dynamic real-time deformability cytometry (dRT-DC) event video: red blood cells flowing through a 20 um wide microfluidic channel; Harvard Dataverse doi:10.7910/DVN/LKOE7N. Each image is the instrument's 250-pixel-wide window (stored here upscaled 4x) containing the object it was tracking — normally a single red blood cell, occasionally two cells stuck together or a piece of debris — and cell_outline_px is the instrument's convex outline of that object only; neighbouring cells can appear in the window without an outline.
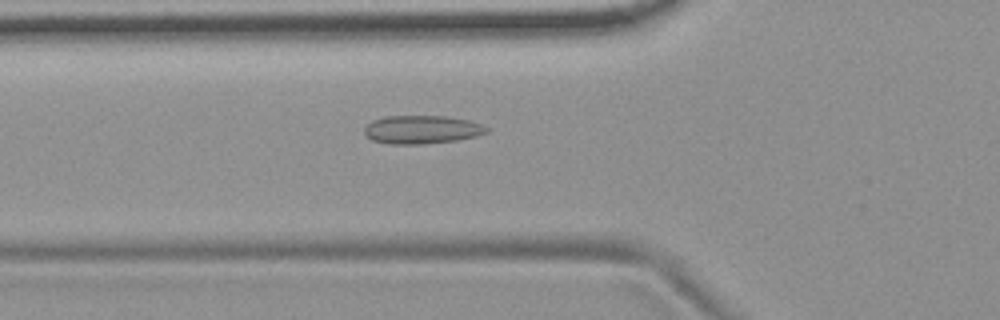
{"species": "common noctule bat (a hibernating species)", "species_latin": "Nyctalus noctula", "temperature_condition": "room temperature", "stored_images_in_passage": 54, "camera_frame_rate_fps": 3000, "um_per_image_px": 0.085, "animal": {"sex": "female", "body_mass_g": 19.9}, "frame": {"image": 1, "passage_image": 19, "time_ms": 6.0, "image_size_px": [1000, 320], "cell_outline_px": [[488, 132], [476, 136], [456, 140], [424, 144], [388, 144], [372, 140], [364, 132], [364, 128], [372, 120], [384, 116], [444, 116], [468, 120], [480, 124], [488, 128]], "centroid_in_image_um": [35.83, 11.01], "position_along_channel_um": 90.0, "area_um2": 20.11}}
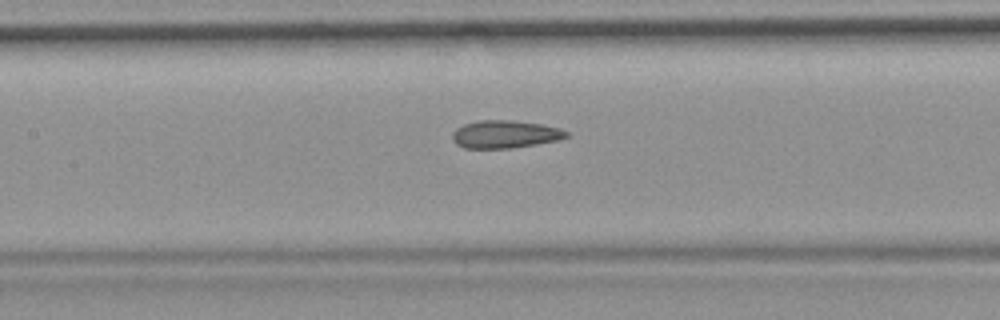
{"frame": {"image": 2, "passage_image": 25, "time_ms": 8.0, "image_size_px": [1000, 320], "cell_outline_px": [[568, 136], [560, 140], [512, 148], [464, 148], [456, 144], [452, 140], [452, 132], [456, 128], [464, 124], [480, 120], [512, 120], [544, 124], [560, 128], [568, 132]], "centroid_in_image_um": [42.93, 11.41], "position_along_channel_um": 164.5, "area_um2": 18.61}}
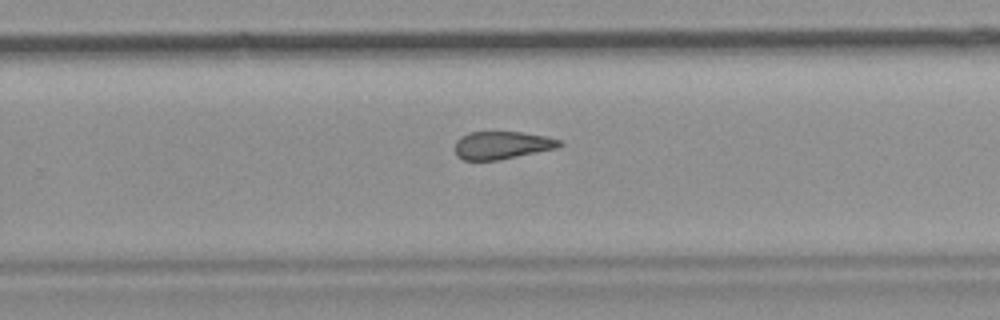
{"frame": {"image": 3, "passage_image": 35, "time_ms": 11.333, "image_size_px": [1000, 320], "cell_outline_px": [[564, 144], [556, 148], [500, 160], [464, 160], [456, 156], [456, 140], [460, 136], [468, 132], [520, 132], [548, 136], [560, 140]], "centroid_in_image_um": [42.67, 12.34], "position_along_channel_um": 287.1, "area_um2": 16.99}, "authors_computed_cell_mechanics": {"area_um2": 18.8428, "velocity_mm_per_s": 3.7074, "shape_relaxation_time_tau1_ms": null, "shape_relaxation_time_tau2_ms": 4.0862, "deformation_change_tau1": null, "deformation_change_tau2": 0.1323}}